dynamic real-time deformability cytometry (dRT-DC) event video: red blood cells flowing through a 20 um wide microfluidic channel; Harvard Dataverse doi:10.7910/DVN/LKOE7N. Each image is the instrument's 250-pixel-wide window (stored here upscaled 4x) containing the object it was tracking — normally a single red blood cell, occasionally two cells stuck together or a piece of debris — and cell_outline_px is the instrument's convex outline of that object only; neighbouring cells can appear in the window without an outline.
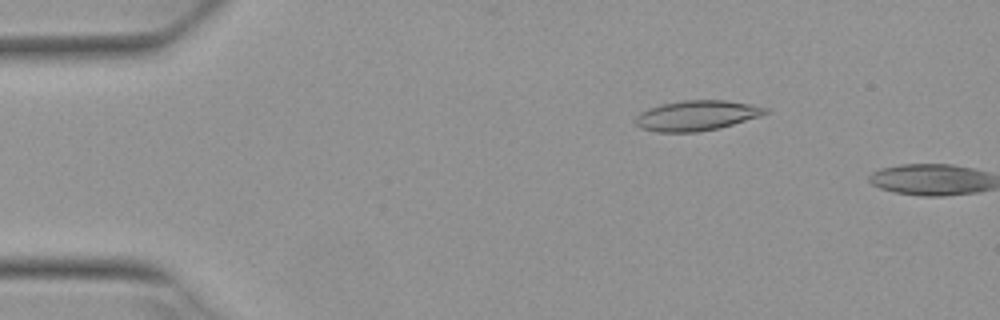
{"species": "Egyptian fruit bat (a non-hibernating species)", "species_latin": "Rousettus aegyptiacus", "temperature_condition": "warm", "stored_images_in_passage": 3, "camera_frame_rate_fps": 3000, "um_per_image_px": 0.085, "animal": {"sex": "female"}, "frame": {"image": 1, "passage_image": 2, "time_ms": 0.333, "image_size_px": [1000, 320], "cell_outline_px": [[768, 112], [760, 116], [720, 128], [696, 132], [656, 132], [640, 128], [636, 124], [636, 116], [640, 112], [648, 108], [660, 104], [684, 100], [724, 100], [748, 104], [768, 108]], "centroid_in_image_um": [59.18, 9.82], "position_along_channel_um": 25.8, "area_um2": 22.77}}